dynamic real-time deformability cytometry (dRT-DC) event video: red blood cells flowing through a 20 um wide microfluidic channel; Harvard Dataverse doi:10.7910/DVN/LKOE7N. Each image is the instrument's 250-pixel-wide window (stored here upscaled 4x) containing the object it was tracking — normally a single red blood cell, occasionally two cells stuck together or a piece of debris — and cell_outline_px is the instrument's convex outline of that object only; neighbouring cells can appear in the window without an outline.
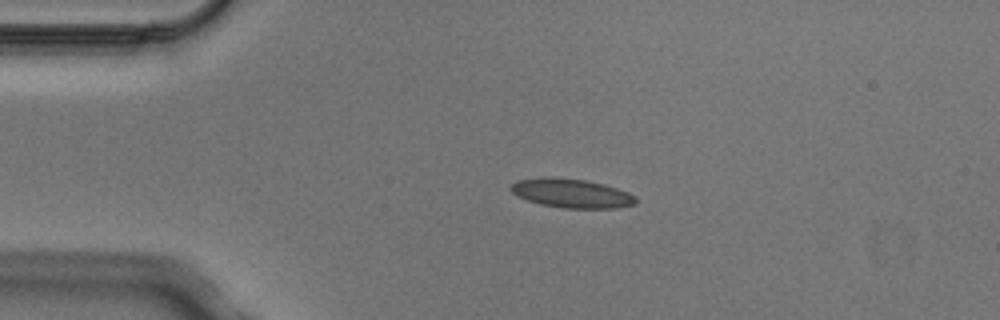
{"species": "Egyptian fruit bat (a non-hibernating species)", "species_latin": "Rousettus aegyptiacus", "temperature_condition": "cold", "stored_images_in_passage": 4, "camera_frame_rate_fps": 3000, "um_per_image_px": 0.085, "animal": {"sex": "male"}, "frame": {"image": 1, "passage_image": 3, "time_ms": 0.667, "image_size_px": [1000, 320], "cell_outline_px": [[636, 204], [616, 208], [564, 208], [540, 204], [528, 200], [512, 192], [512, 184], [516, 180], [584, 180], [604, 184], [628, 192], [636, 196]], "centroid_in_image_um": [48.7, 16.49], "position_along_channel_um": 36.3, "area_um2": 20.0}}